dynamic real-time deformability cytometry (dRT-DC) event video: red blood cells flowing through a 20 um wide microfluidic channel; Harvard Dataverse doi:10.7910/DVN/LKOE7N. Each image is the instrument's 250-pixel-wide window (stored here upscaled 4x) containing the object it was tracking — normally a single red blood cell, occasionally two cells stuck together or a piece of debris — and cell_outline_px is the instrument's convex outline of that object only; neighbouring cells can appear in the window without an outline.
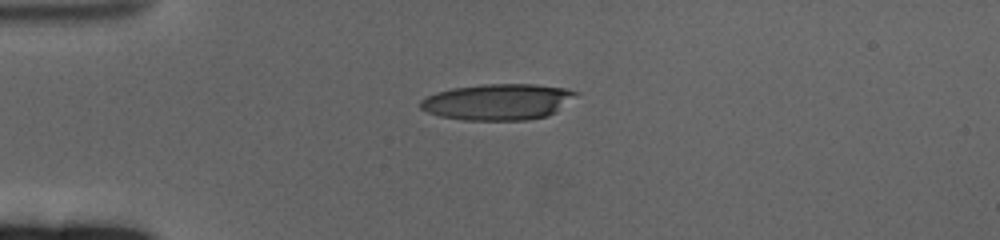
{"species": "human", "species_latin": "Homo sapiens", "temperature_condition": "cold", "stored_images_in_passage": 47, "camera_frame_rate_fps": 3000, "um_per_image_px": 0.085, "donor": {"sex": "female"}, "frame": {"image": 1, "passage_image": 1, "time_ms": 0.0, "image_size_px": [1000, 240], "cell_outline_px": [[580, 92], [548, 116], [528, 120], [464, 120], [440, 116], [428, 112], [420, 108], [420, 100], [436, 92], [452, 88], [484, 84], [536, 84], [564, 88]], "centroid_in_image_um": [42.29, 8.65], "position_along_channel_um": 42.7, "area_um2": 32.54}}
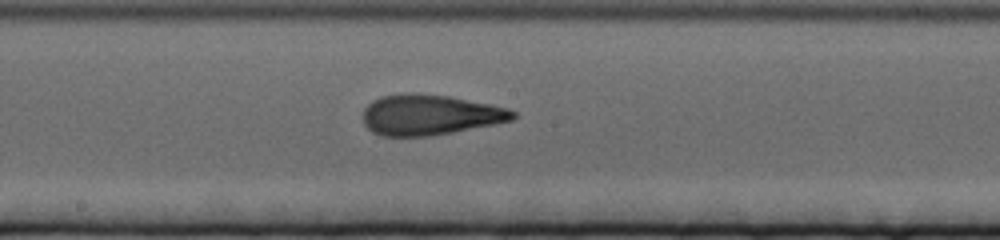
{"frame": {"image": 2, "passage_image": 19, "time_ms": 6.0, "image_size_px": [1000, 240], "cell_outline_px": [[516, 116], [512, 120], [452, 132], [428, 136], [380, 136], [372, 132], [364, 124], [364, 108], [372, 100], [380, 96], [404, 92], [416, 92], [448, 96], [492, 104], [508, 108], [516, 112]], "centroid_in_image_um": [36.51, 9.74], "position_along_channel_um": 211.7, "area_um2": 35.49}}
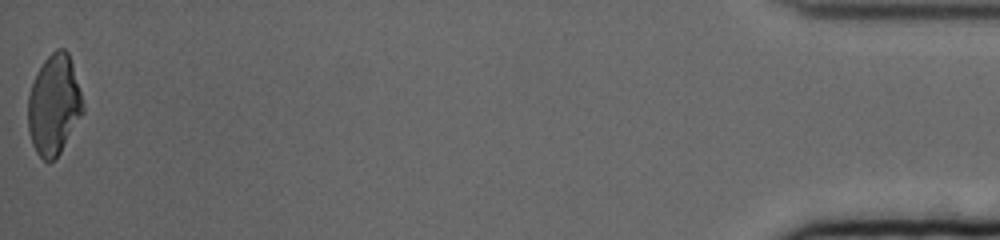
{"frame": {"image": 3, "passage_image": 47, "time_ms": 15.333, "image_size_px": [1000, 240], "cell_outline_px": [[84, 112], [60, 152], [52, 160], [44, 160], [36, 152], [32, 144], [28, 132], [28, 96], [32, 84], [44, 60], [56, 48], [64, 48], [68, 52], [72, 64], [80, 92], [84, 108]], "centroid_in_image_um": [4.58, 8.91], "position_along_channel_um": 430.6, "area_um2": 31.62}, "authors_computed_cell_mechanics": {"area_um2": 34.2754, "velocity_mm_per_s": 3.3113, "shape_relaxation_time_tau1_ms": 7.6658, "shape_relaxation_time_tau2_ms": 1.7078, "deformation_change_tau1": 0.2626, "deformation_change_tau2": 0.1119}}